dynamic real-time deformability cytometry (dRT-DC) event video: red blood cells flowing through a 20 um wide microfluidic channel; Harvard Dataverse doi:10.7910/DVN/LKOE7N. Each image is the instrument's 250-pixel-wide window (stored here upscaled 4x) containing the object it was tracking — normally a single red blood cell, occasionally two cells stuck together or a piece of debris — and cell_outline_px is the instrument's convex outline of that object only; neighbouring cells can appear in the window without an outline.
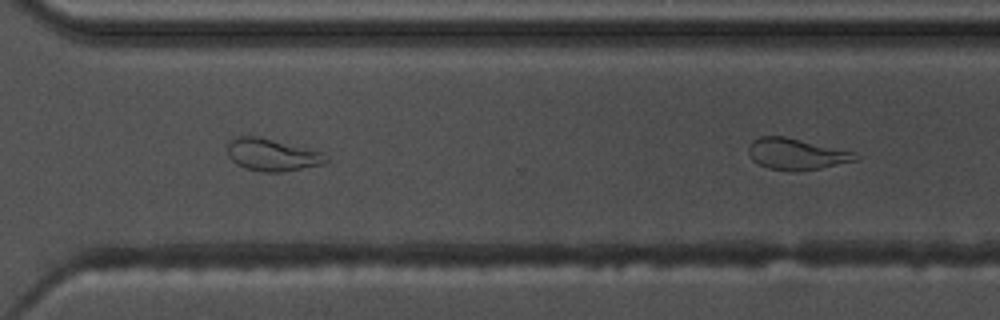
{"species": "common noctule bat (a hibernating species)", "species_latin": "Nyctalus noctula", "temperature_condition": "warm", "stored_images_in_passage": 26, "segment_of_instrument_passage": [2, 2], "camera_frame_rate_fps": 3000, "um_per_image_px": 0.085, "animal": {"sex": "male", "body_mass_g": 17.5, "forearm_length_mm": 52.3}, "frame": {"image": 1, "passage_image": 26, "time_ms": 8.333, "image_size_px": [1000, 320], "cell_outline_px": [[860, 156], [856, 160], [820, 168], [792, 172], [768, 168], [752, 160], [748, 152], [748, 144], [752, 140], [760, 136], [784, 136], [852, 152]], "centroid_in_image_um": [67.62, 13.09], "position_along_channel_um": 303.0, "area_um2": 19.25}}